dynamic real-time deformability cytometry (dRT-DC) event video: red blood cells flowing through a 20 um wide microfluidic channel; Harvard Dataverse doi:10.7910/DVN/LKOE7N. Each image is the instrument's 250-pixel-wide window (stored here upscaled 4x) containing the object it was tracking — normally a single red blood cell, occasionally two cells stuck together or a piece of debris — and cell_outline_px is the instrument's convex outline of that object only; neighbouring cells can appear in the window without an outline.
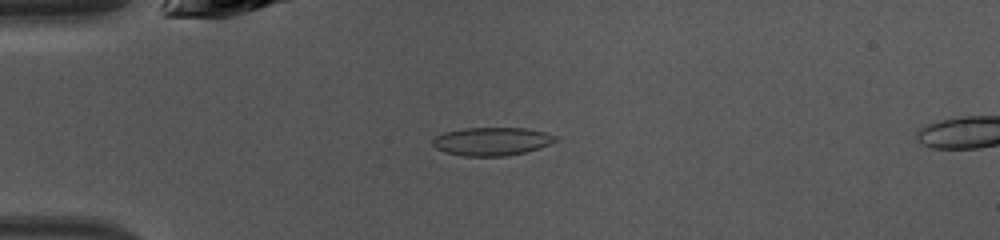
{"species": "common noctule bat (a hibernating species)", "species_latin": "Nyctalus noctula", "temperature_condition": "warm", "stored_images_in_passage": 46, "camera_frame_rate_fps": 3000, "um_per_image_px": 0.085, "animal": {"sex": "female", "body_mass_g": 10.0, "forearm_length_mm": 53.1}, "frame": {"image": 1, "passage_image": 12, "time_ms": 3.667, "image_size_px": [1000, 240], "cell_outline_px": [[556, 140], [540, 148], [524, 152], [504, 156], [464, 156], [444, 152], [436, 148], [432, 144], [432, 140], [436, 136], [444, 132], [464, 128], [524, 128], [544, 132], [556, 136]], "centroid_in_image_um": [41.76, 12.02], "position_along_channel_um": 43.2, "area_um2": 20.06}}
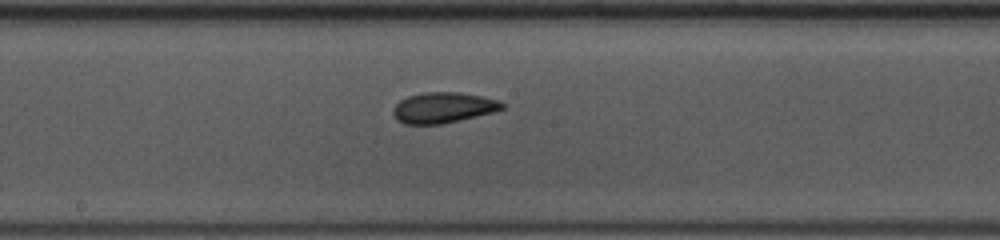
{"frame": {"image": 2, "passage_image": 25, "time_ms": 8.0, "image_size_px": [1000, 240], "cell_outline_px": [[504, 108], [492, 112], [440, 124], [404, 124], [396, 120], [392, 112], [392, 108], [400, 100], [408, 96], [424, 92], [460, 92], [500, 100], [504, 104]], "centroid_in_image_um": [37.63, 9.14], "position_along_channel_um": 210.6, "area_um2": 19.36}}
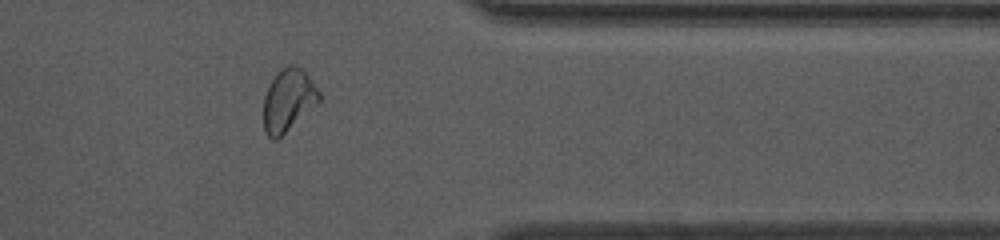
{"frame": {"image": 3, "passage_image": 38, "time_ms": 12.333, "image_size_px": [1000, 240], "cell_outline_px": [[320, 100], [276, 140], [272, 140], [264, 132], [264, 96], [276, 72], [280, 68], [288, 64], [292, 64], [300, 68], [308, 76], [320, 92]], "centroid_in_image_um": [24.47, 8.5], "position_along_channel_um": 386.9, "area_um2": 19.83}, "authors_computed_cell_mechanics": {"area_um2": 19.9699, "velocity_mm_per_s": 4.3013, "shape_relaxation_time_tau1_ms": 7.082, "shape_relaxation_time_tau2_ms": 1.3579, "deformation_change_tau1": 0.1673, "deformation_change_tau2": 0.0539}}